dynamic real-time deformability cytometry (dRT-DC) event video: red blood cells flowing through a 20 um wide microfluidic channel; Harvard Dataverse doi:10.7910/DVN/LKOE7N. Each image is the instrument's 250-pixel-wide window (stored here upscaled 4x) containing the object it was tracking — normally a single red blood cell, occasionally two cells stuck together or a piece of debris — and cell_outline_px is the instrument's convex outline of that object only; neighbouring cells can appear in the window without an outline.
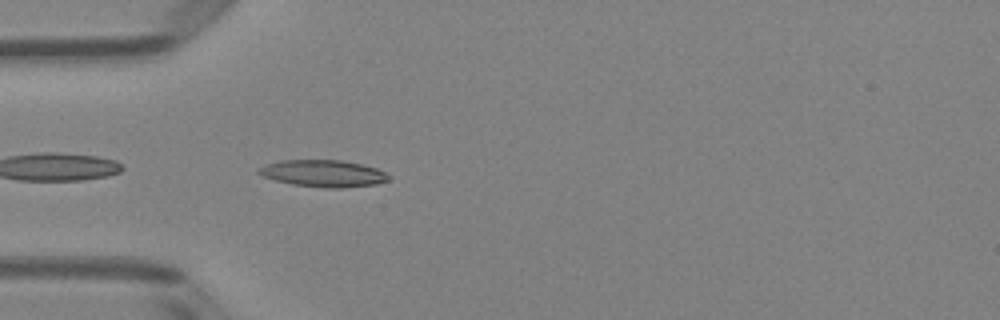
{"species": "Egyptian fruit bat (a non-hibernating species)", "species_latin": "Rousettus aegyptiacus", "temperature_condition": "room temperature", "stored_images_in_passage": 24, "camera_frame_rate_fps": 3000, "um_per_image_px": 0.085, "animal": {"sex": "female"}, "frame": {"image": 1, "passage_image": 2, "time_ms": 0.333, "image_size_px": [1000, 320], "cell_outline_px": [[392, 176], [388, 180], [376, 184], [340, 188], [324, 188], [292, 184], [276, 180], [264, 176], [256, 172], [256, 168], [264, 164], [280, 160], [340, 160], [360, 164], [376, 168]], "centroid_in_image_um": [27.45, 14.74], "position_along_channel_um": 57.6, "area_um2": 20.4}}
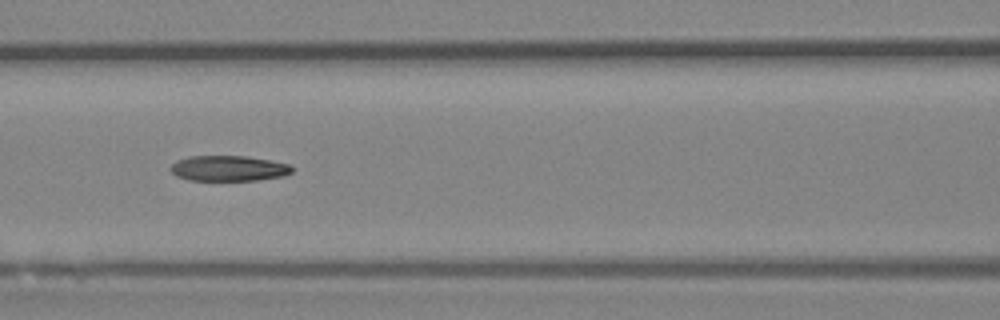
{"frame": {"image": 2, "passage_image": 9, "time_ms": 2.667, "image_size_px": [1000, 320], "cell_outline_px": [[292, 172], [284, 176], [260, 180], [188, 180], [176, 176], [168, 168], [176, 160], [188, 156], [244, 156], [268, 160], [288, 164], [292, 168]], "centroid_in_image_um": [19.39, 14.31], "position_along_channel_um": 147.2, "area_um2": 18.03}}
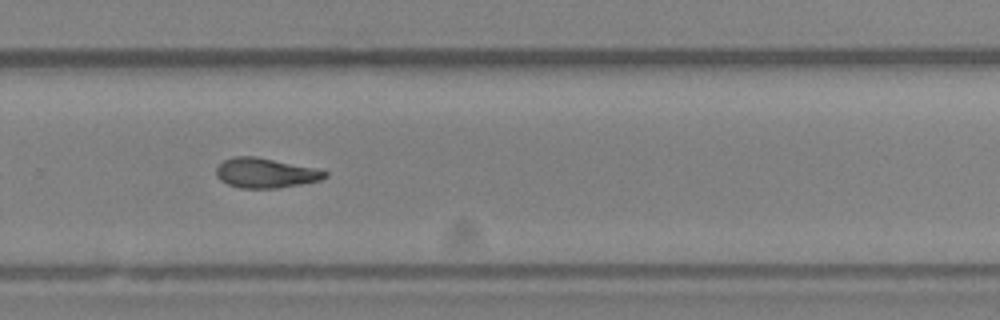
{"frame": {"image": 3, "passage_image": 21, "time_ms": 6.667, "image_size_px": [1000, 320], "cell_outline_px": [[328, 176], [320, 180], [300, 184], [276, 188], [240, 188], [228, 184], [220, 180], [216, 176], [216, 168], [224, 160], [232, 156], [256, 156], [316, 168], [328, 172]], "centroid_in_image_um": [22.56, 14.69], "position_along_channel_um": 307.2, "area_um2": 18.9}}